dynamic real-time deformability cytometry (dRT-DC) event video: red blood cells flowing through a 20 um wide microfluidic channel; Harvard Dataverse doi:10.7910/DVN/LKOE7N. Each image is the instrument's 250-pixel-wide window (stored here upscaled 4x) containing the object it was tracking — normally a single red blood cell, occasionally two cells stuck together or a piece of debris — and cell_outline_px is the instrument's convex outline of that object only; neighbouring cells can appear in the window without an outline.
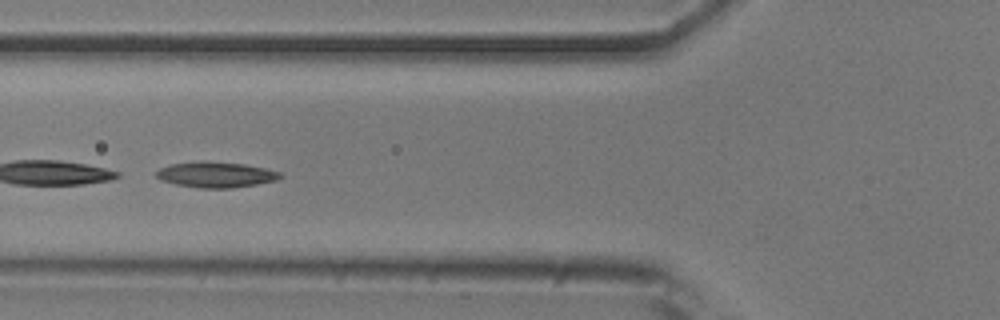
{"species": "common noctule bat (a hibernating species)", "species_latin": "Nyctalus noctula", "temperature_condition": "room temperature", "stored_images_in_passage": 51, "segment_of_instrument_passage": [2, 2], "camera_frame_rate_fps": 3000, "um_per_image_px": 0.085, "animal": {"sex": "male", "body_mass_g": 20.5, "forearm_length_mm": 52.5}, "frame": {"image": 1, "passage_image": 19, "time_ms": 6.0, "image_size_px": [1000, 320], "cell_outline_px": [[284, 176], [276, 180], [256, 184], [232, 188], [200, 188], [176, 184], [160, 180], [156, 176], [156, 172], [160, 168], [168, 164], [244, 164], [264, 168], [280, 172]], "centroid_in_image_um": [18.38, 14.9], "position_along_channel_um": 107.4, "area_um2": 17.51}}
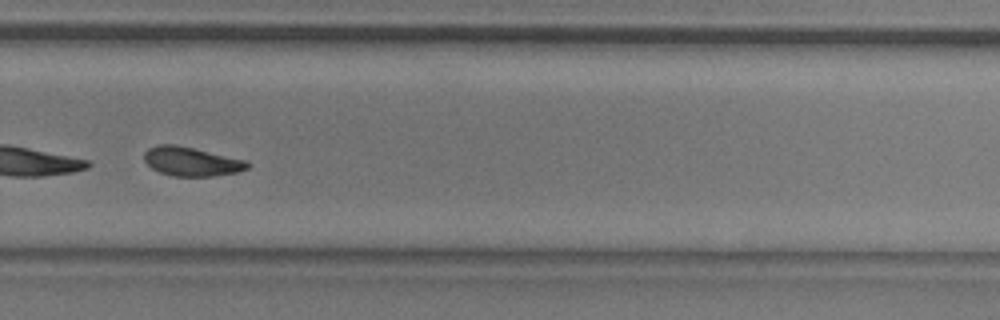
{"frame": {"image": 2, "passage_image": 35, "time_ms": 11.333, "image_size_px": [1000, 320], "cell_outline_px": [[252, 164], [248, 168], [236, 172], [212, 176], [172, 176], [160, 172], [152, 168], [144, 160], [144, 152], [148, 148], [156, 144], [176, 144], [248, 160]], "centroid_in_image_um": [16.28, 13.71], "position_along_channel_um": 313.5, "area_um2": 17.63}}